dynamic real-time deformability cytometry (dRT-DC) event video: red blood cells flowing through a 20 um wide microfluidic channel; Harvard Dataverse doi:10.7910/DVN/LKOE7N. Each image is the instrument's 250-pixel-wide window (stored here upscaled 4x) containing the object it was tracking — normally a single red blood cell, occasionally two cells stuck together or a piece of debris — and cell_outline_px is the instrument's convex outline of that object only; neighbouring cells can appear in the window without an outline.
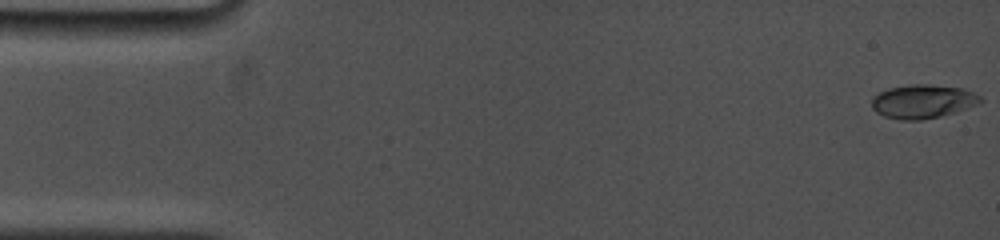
{"species": "common noctule bat (a hibernating species)", "species_latin": "Nyctalus noctula", "temperature_condition": "cold", "stored_images_in_passage": 59, "camera_frame_rate_fps": 5000, "um_per_image_px": 0.085, "animal": {"sex": "female", "body_mass_g": 19.0, "forearm_length_mm": 53.3}, "frame": {"image": 1, "passage_image": 1, "time_ms": 0.0, "image_size_px": [1000, 240], "cell_outline_px": [[984, 100], [980, 104], [956, 112], [940, 116], [920, 120], [900, 120], [884, 116], [876, 112], [872, 108], [872, 96], [888, 88], [912, 84], [928, 84], [964, 88], [980, 96]], "centroid_in_image_um": [78.45, 8.62], "position_along_channel_um": 6.5, "area_um2": 21.56}}
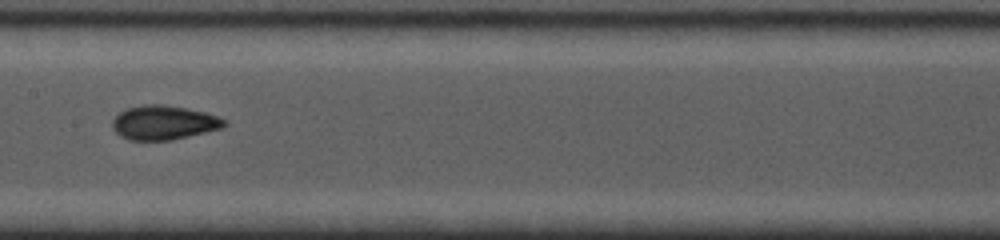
{"frame": {"image": 2, "passage_image": 31, "time_ms": 8.4, "image_size_px": [1000, 240], "cell_outline_px": [[228, 124], [224, 128], [172, 140], [128, 140], [120, 136], [112, 128], [112, 120], [120, 112], [128, 108], [144, 104], [164, 104], [204, 112], [228, 120]], "centroid_in_image_um": [13.94, 10.43], "position_along_channel_um": 193.5, "area_um2": 22.43}}
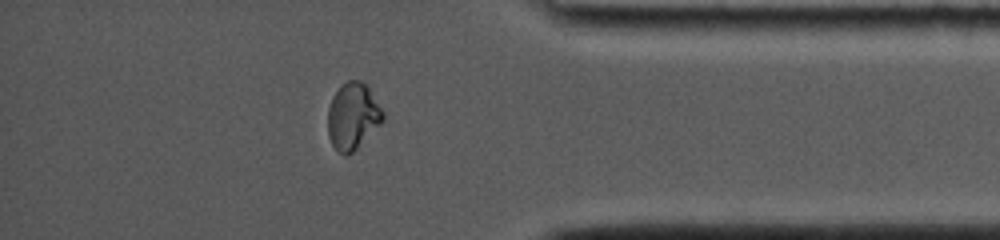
{"frame": {"image": 3, "passage_image": 51, "time_ms": 14.2, "image_size_px": [1000, 240], "cell_outline_px": [[384, 120], [352, 152], [344, 156], [332, 144], [328, 136], [328, 108], [332, 96], [348, 80], [360, 80], [368, 88], [384, 112]], "centroid_in_image_um": [29.98, 9.88], "position_along_channel_um": 405.2, "area_um2": 20.92}, "authors_computed_cell_mechanics": {"area_um2": 21.3282, "velocity_mm_per_s": 3.8069, "shape_relaxation_time_tau1_ms": null, "shape_relaxation_time_tau2_ms": 0.6546, "deformation_change_tau1": null, "deformation_change_tau2": 0.0467}}